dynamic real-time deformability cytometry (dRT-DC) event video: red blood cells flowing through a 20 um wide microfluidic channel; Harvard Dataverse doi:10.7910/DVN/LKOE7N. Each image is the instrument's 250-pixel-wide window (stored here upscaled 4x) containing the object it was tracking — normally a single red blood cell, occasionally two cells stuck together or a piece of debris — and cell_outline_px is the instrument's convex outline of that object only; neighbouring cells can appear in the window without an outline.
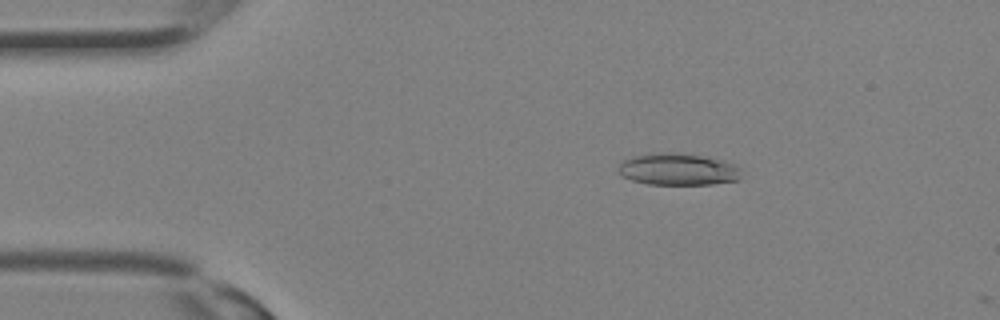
{"species": "Egyptian fruit bat (a non-hibernating species)", "species_latin": "Rousettus aegyptiacus", "temperature_condition": "room temperature", "stored_images_in_passage": 6, "camera_frame_rate_fps": 3000, "um_per_image_px": 0.085, "animal": {"sex": "female"}, "frame": {"image": 1, "passage_image": 4, "time_ms": 1.0, "image_size_px": [1000, 320], "cell_outline_px": [[740, 180], [712, 184], [648, 184], [632, 180], [620, 176], [616, 168], [624, 160], [632, 156], [660, 152], [672, 152], [700, 156], [724, 160], [740, 168]], "centroid_in_image_um": [57.6, 14.39], "position_along_channel_um": 27.4, "area_um2": 22.89}}